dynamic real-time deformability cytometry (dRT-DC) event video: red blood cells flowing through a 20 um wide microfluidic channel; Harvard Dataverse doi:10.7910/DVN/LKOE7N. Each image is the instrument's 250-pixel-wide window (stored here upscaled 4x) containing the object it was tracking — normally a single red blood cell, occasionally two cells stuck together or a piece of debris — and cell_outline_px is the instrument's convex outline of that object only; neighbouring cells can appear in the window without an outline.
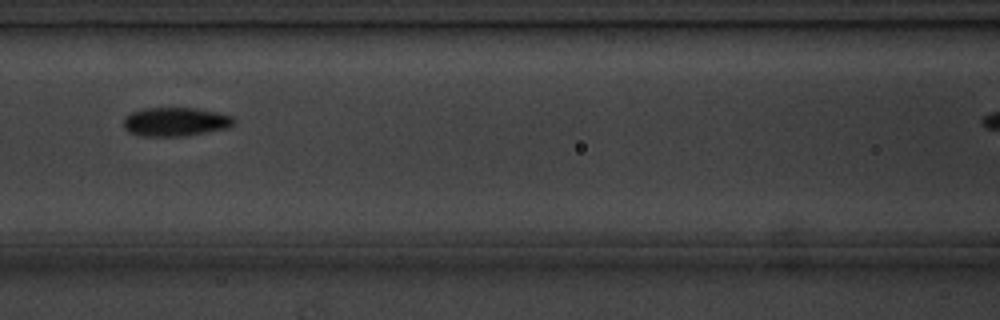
{"species": "common noctule bat (a hibernating species)", "species_latin": "Nyctalus noctula", "temperature_condition": "cold", "stored_images_in_passage": 10, "camera_frame_rate_fps": 3000, "um_per_image_px": 0.085, "animal": {"sex": "male", "body_mass_g": 20.1, "forearm_length_mm": 53.5}, "frame": {"image": 1, "passage_image": 7, "time_ms": 7.0, "image_size_px": [1000, 320], "cell_outline_px": [[236, 120], [228, 128], [184, 136], [140, 136], [128, 132], [124, 128], [124, 116], [132, 112], [144, 108], [196, 108], [216, 112], [232, 116]], "centroid_in_image_um": [14.89, 10.35], "position_along_channel_um": 151.7, "area_um2": 18.55}}